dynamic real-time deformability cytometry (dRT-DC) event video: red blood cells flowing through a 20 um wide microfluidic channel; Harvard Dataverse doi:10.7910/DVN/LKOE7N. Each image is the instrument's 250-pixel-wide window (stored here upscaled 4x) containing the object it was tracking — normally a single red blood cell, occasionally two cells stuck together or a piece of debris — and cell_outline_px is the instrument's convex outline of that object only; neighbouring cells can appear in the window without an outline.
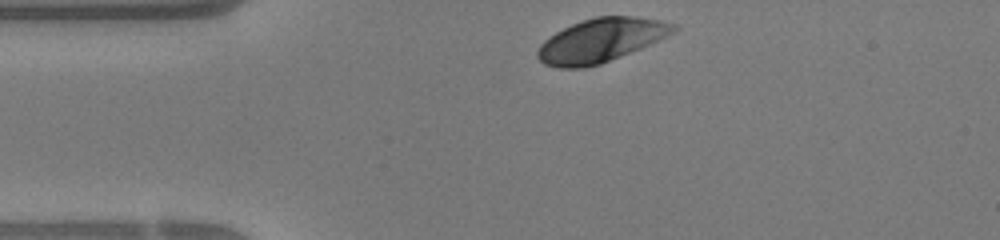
{"species": "human", "species_latin": "Homo sapiens", "temperature_condition": "warm", "stored_images_in_passage": 30, "camera_frame_rate_fps": 3000, "um_per_image_px": 0.085, "donor": {"sex": "female"}, "frame": {"image": 1, "passage_image": 1, "time_ms": 0.0, "image_size_px": [1000, 240], "cell_outline_px": [[676, 32], [640, 48], [600, 64], [584, 68], [560, 68], [544, 64], [536, 56], [536, 52], [540, 44], [548, 36], [572, 24], [596, 16], [632, 16], [660, 20], [676, 24]], "centroid_in_image_um": [51.05, 3.43], "position_along_channel_um": 34.0, "area_um2": 34.39}}
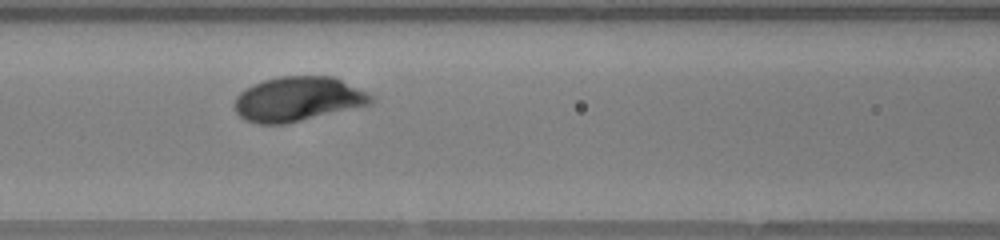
{"frame": {"image": 2, "passage_image": 11, "time_ms": 3.333, "image_size_px": [1000, 240], "cell_outline_px": [[376, 100], [372, 104], [288, 124], [256, 124], [244, 120], [236, 112], [232, 104], [236, 96], [240, 92], [252, 84], [264, 80], [280, 76], [332, 76], [368, 92]], "centroid_in_image_um": [25.3, 8.43], "position_along_channel_um": 141.3, "area_um2": 35.89}}
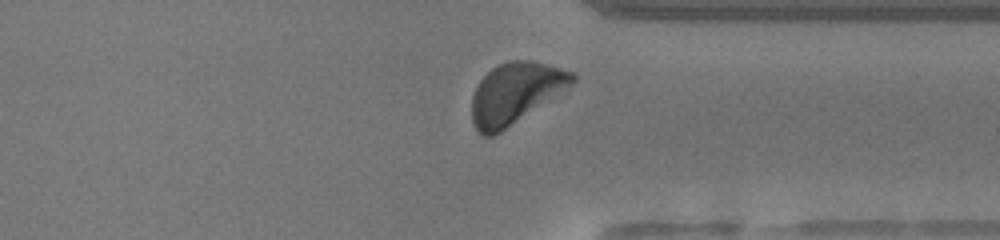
{"frame": {"image": 3, "passage_image": 27, "time_ms": 8.667, "image_size_px": [1000, 240], "cell_outline_px": [[576, 80], [500, 132], [492, 136], [480, 136], [476, 132], [472, 124], [472, 96], [480, 80], [492, 68], [508, 60], [532, 60], [576, 72]], "centroid_in_image_um": [43.75, 7.91], "position_along_channel_um": 367.7, "area_um2": 35.03}, "authors_computed_cell_mechanics": {"area_um2": 34.5355, "velocity_mm_per_s": 4.2831, "shape_relaxation_time_tau1_ms": 1.5682, "shape_relaxation_time_tau2_ms": null, "deformation_change_tau1": 0.1332, "deformation_change_tau2": null}}